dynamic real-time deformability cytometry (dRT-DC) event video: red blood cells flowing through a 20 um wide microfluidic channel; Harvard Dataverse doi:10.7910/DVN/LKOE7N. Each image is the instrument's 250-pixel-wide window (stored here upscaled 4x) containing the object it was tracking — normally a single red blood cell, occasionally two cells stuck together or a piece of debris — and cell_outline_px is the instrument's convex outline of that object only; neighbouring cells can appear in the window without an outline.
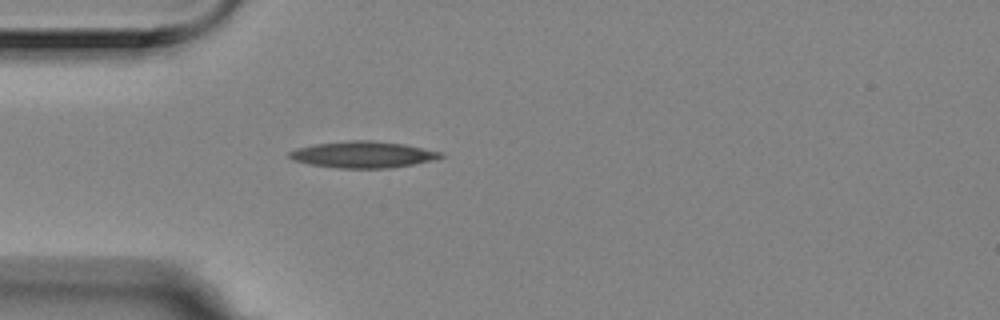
{"species": "Egyptian fruit bat (a non-hibernating species)", "species_latin": "Rousettus aegyptiacus", "temperature_condition": "room temperature", "stored_images_in_passage": 1, "camera_frame_rate_fps": 3000, "um_per_image_px": 0.085, "animal": {"sex": "female"}, "frame": {"image": 1, "passage_image": 1, "time_ms": 0.0, "image_size_px": [1000, 320], "cell_outline_px": [[444, 156], [436, 160], [388, 168], [340, 168], [308, 164], [292, 160], [288, 156], [288, 152], [296, 148], [316, 144], [352, 140], [372, 140], [404, 144], [444, 152]], "centroid_in_image_um": [30.87, 13.14], "position_along_channel_um": 54.1, "area_um2": 23.41}}